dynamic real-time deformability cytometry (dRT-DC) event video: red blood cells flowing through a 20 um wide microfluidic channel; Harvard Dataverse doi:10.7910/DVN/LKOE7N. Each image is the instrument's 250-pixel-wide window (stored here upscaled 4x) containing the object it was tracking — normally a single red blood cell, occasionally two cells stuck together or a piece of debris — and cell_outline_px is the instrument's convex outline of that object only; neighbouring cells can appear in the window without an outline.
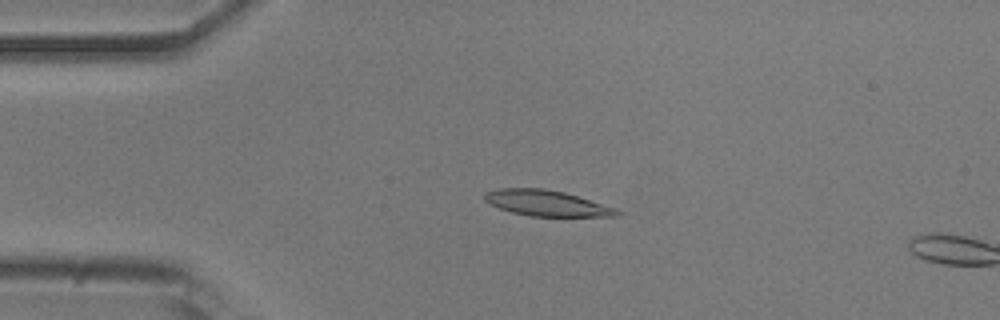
{"species": "common noctule bat (a hibernating species)", "species_latin": "Nyctalus noctula", "temperature_condition": "room temperature", "stored_images_in_passage": 14, "camera_frame_rate_fps": 3000, "um_per_image_px": 0.085, "animal": {"sex": "male", "body_mass_g": 20.5, "forearm_length_mm": 52.5}, "frame": {"image": 1, "passage_image": 12, "time_ms": 3.667, "image_size_px": [1000, 320], "cell_outline_px": [[624, 212], [620, 216], [528, 216], [512, 212], [488, 204], [484, 200], [484, 196], [488, 192], [496, 188], [544, 188], [564, 192], [616, 208]], "centroid_in_image_um": [46.47, 17.27], "position_along_channel_um": 38.5, "area_um2": 19.88}}